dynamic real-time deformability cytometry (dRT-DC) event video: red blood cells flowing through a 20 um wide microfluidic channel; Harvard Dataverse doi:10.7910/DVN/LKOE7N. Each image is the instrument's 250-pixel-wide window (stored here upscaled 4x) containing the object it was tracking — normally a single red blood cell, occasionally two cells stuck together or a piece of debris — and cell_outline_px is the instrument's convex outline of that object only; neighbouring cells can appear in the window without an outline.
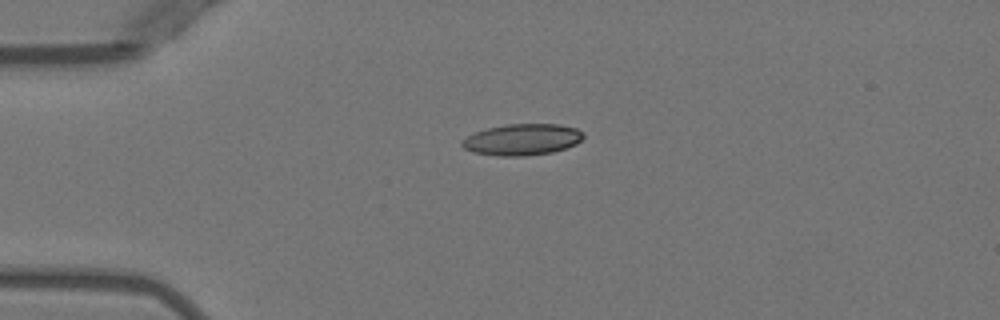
{"species": "Egyptian fruit bat (a non-hibernating species)", "species_latin": "Rousettus aegyptiacus", "temperature_condition": "warm", "stored_images_in_passage": 3, "camera_frame_rate_fps": 3000, "um_per_image_px": 0.085, "animal": {"sex": "female"}, "frame": {"image": 1, "passage_image": 3, "time_ms": 3.0, "image_size_px": [1000, 320], "cell_outline_px": [[584, 136], [576, 144], [552, 152], [524, 156], [496, 156], [472, 152], [464, 148], [460, 144], [460, 140], [476, 132], [488, 128], [504, 124], [560, 124], [576, 128], [584, 132]], "centroid_in_image_um": [44.37, 11.86], "position_along_channel_um": 40.6, "area_um2": 22.25}}